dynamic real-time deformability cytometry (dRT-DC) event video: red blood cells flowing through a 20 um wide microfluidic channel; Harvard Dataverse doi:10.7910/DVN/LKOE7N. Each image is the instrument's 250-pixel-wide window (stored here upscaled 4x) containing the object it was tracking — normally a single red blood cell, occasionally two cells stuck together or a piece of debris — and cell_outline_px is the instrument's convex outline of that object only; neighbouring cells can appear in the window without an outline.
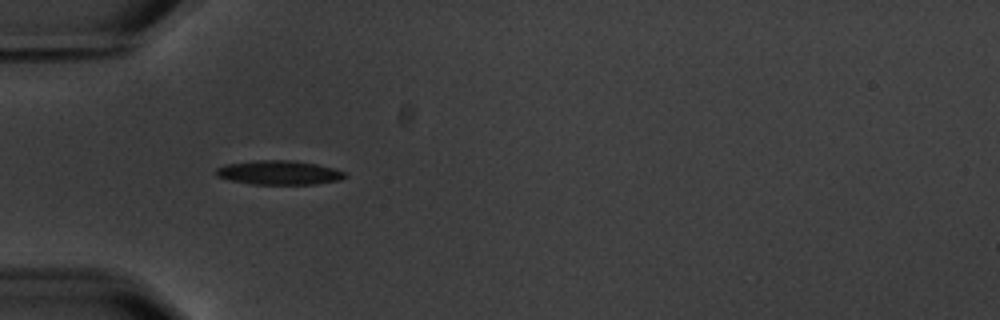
{"species": "common noctule bat (a hibernating species)", "species_latin": "Nyctalus noctula", "temperature_condition": "warm", "stored_images_in_passage": 6, "camera_frame_rate_fps": 3000, "um_per_image_px": 0.085, "animal": {"sex": "male", "body_mass_g": 20.1, "forearm_length_mm": 53.5}, "frame": {"image": 1, "passage_image": 4, "time_ms": 4.333, "image_size_px": [1000, 320], "cell_outline_px": [[348, 176], [340, 180], [316, 184], [252, 184], [232, 180], [216, 176], [216, 168], [228, 164], [256, 160], [288, 160], [316, 164], [336, 168], [348, 172]], "centroid_in_image_um": [23.79, 14.67], "position_along_channel_um": 61.2, "area_um2": 18.15}}
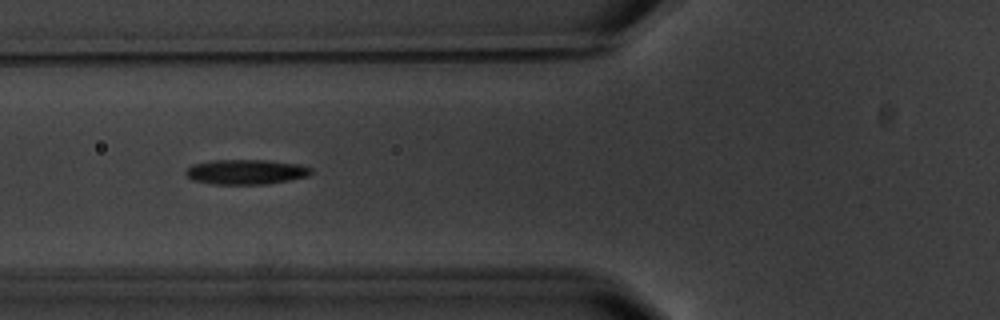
{"frame": {"image": 2, "passage_image": 5, "time_ms": 5.667, "image_size_px": [1000, 320], "cell_outline_px": [[312, 172], [308, 176], [268, 184], [212, 184], [192, 180], [184, 172], [192, 164], [212, 160], [268, 160], [300, 164], [312, 168]], "centroid_in_image_um": [20.91, 14.6], "position_along_channel_um": 104.9, "area_um2": 18.26}}
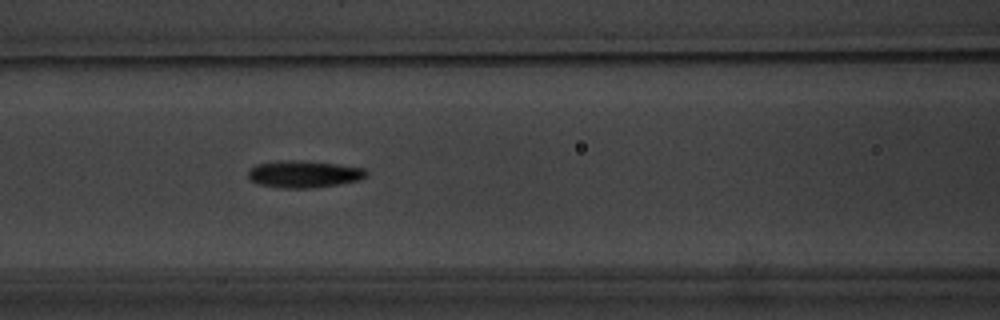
{"frame": {"image": 3, "passage_image": 6, "time_ms": 6.667, "image_size_px": [1000, 320], "cell_outline_px": [[368, 176], [360, 180], [340, 184], [312, 188], [280, 188], [256, 184], [248, 176], [248, 172], [256, 164], [292, 160], [296, 160], [336, 164], [364, 168], [368, 172]], "centroid_in_image_um": [25.87, 14.82], "position_along_channel_um": 140.7, "area_um2": 18.55}}